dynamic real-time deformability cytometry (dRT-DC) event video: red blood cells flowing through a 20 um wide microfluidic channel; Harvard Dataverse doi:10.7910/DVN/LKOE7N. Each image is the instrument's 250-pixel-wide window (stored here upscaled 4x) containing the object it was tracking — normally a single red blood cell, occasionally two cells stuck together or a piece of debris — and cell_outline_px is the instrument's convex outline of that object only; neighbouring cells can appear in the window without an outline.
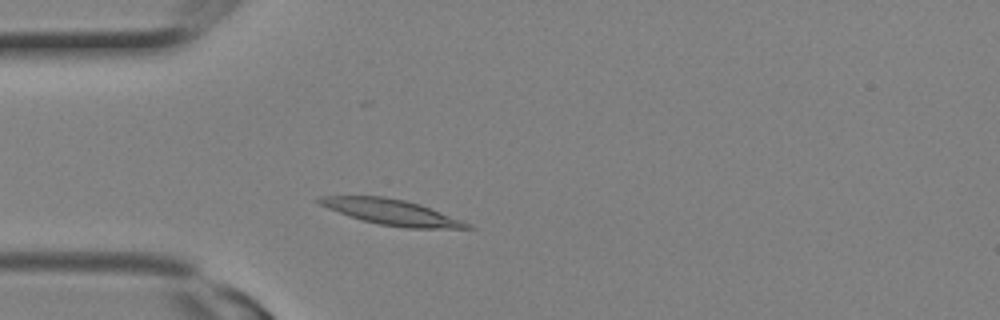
{"species": "Egyptian fruit bat (a non-hibernating species)", "species_latin": "Rousettus aegyptiacus", "temperature_condition": "room temperature", "stored_images_in_passage": 6, "camera_frame_rate_fps": 3000, "um_per_image_px": 0.085, "animal": {"sex": "female"}, "frame": {"image": 1, "passage_image": 4, "time_ms": 1.0, "image_size_px": [1000, 320], "cell_outline_px": [[476, 228], [408, 228], [380, 224], [364, 220], [328, 208], [320, 204], [316, 200], [320, 196], [384, 196], [404, 200], [420, 204], [472, 224]], "centroid_in_image_um": [33.33, 18.03], "position_along_channel_um": 51.7, "area_um2": 21.56}}
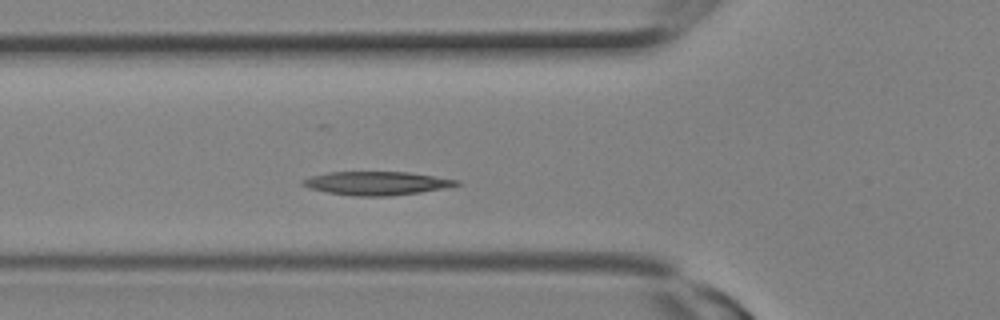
{"frame": {"image": 2, "passage_image": 6, "time_ms": 1.667, "image_size_px": [1000, 320], "cell_outline_px": [[460, 184], [420, 192], [388, 196], [352, 196], [328, 192], [312, 188], [300, 184], [300, 180], [312, 176], [328, 172], [408, 172], [460, 180]], "centroid_in_image_um": [31.98, 15.57], "position_along_channel_um": 93.8, "area_um2": 20.81}}